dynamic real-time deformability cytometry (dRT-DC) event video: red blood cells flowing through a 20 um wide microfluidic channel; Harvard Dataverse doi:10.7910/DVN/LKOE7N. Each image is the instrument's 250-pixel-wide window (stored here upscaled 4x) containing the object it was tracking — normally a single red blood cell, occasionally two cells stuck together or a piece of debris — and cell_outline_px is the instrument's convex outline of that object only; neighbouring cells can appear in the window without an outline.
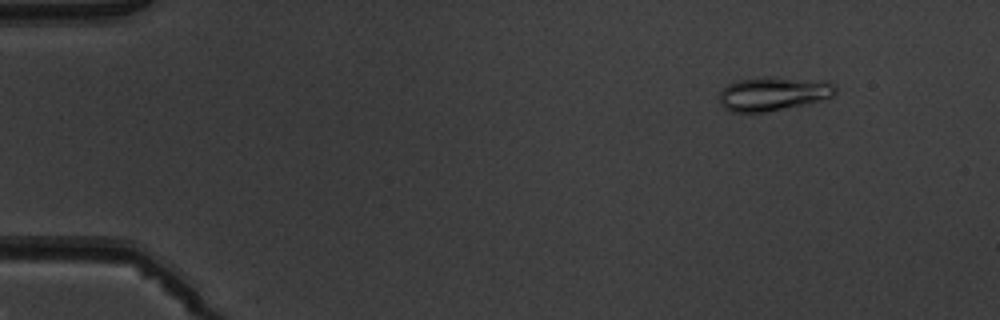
{"species": "common noctule bat (a hibernating species)", "species_latin": "Nyctalus noctula", "temperature_condition": "warm", "stored_images_in_passage": 4, "camera_frame_rate_fps": 3000, "um_per_image_px": 0.085, "animal": {"sex": "male", "body_mass_g": 19.5, "forearm_length_mm": 54.6}, "frame": {"image": 1, "passage_image": 2, "time_ms": 1.0, "image_size_px": [1000, 320], "cell_outline_px": [[836, 92], [832, 96], [808, 104], [764, 112], [732, 112], [724, 108], [720, 104], [720, 92], [728, 84], [736, 80], [828, 80], [836, 84]], "centroid_in_image_um": [65.75, 8.02], "position_along_channel_um": 19.3, "area_um2": 21.96}}